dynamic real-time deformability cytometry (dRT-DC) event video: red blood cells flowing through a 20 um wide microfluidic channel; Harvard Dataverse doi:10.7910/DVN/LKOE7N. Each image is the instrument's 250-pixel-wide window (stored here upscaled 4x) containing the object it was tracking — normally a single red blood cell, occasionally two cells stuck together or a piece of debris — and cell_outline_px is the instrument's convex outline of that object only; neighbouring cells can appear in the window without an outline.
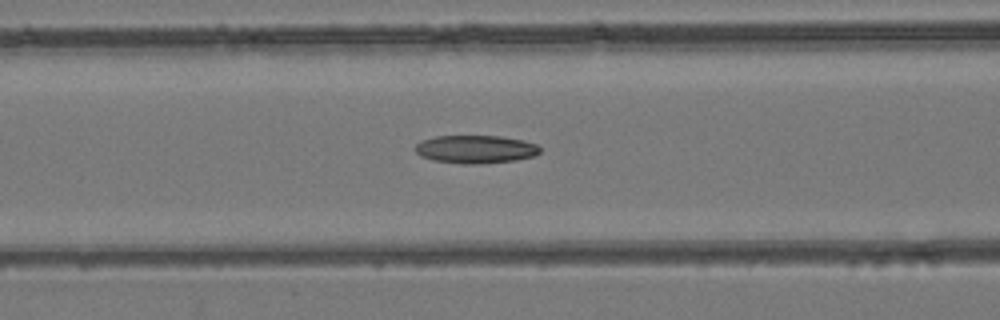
{"species": "common noctule bat (a hibernating species)", "species_latin": "Nyctalus noctula", "temperature_condition": "room temperature", "stored_images_in_passage": 46, "camera_frame_rate_fps": 3000, "um_per_image_px": 0.085, "animal": {"sex": "female", "body_mass_g": 24.6, "forearm_length_mm": 56.2}, "frame": {"image": 1, "passage_image": 20, "time_ms": 6.333, "image_size_px": [1000, 320], "cell_outline_px": [[540, 152], [532, 156], [516, 160], [476, 164], [464, 164], [432, 160], [420, 156], [416, 152], [416, 144], [420, 140], [436, 136], [500, 136], [524, 140], [536, 144], [540, 148]], "centroid_in_image_um": [40.4, 12.68], "position_along_channel_um": 126.2, "area_um2": 20.4}}
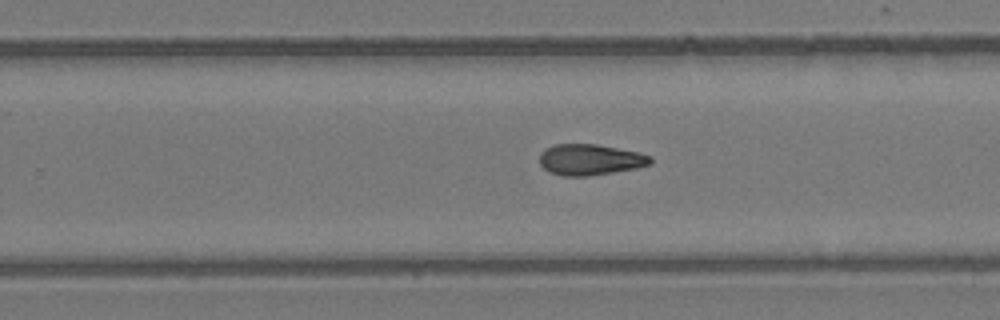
{"frame": {"image": 2, "passage_image": 31, "time_ms": 10.0, "image_size_px": [1000, 320], "cell_outline_px": [[652, 164], [636, 168], [588, 176], [564, 176], [548, 172], [540, 164], [540, 152], [544, 148], [552, 144], [596, 144], [640, 152], [652, 156]], "centroid_in_image_um": [50.15, 13.56], "position_along_channel_um": 279.6, "area_um2": 20.23}}
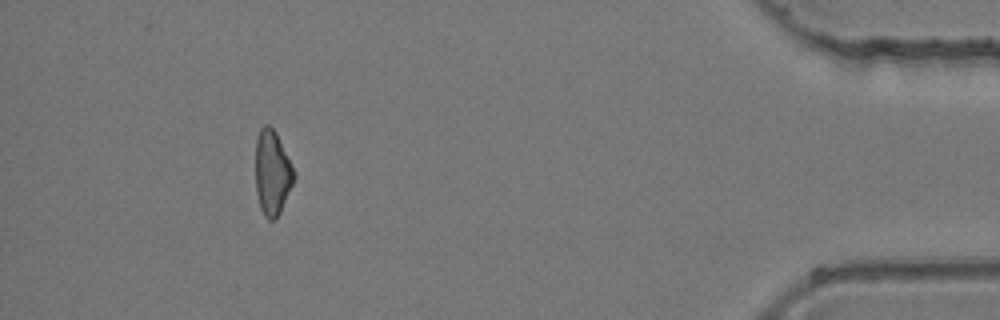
{"frame": {"image": 3, "passage_image": 45, "time_ms": 14.667, "image_size_px": [1000, 320], "cell_outline_px": [[296, 176], [280, 212], [272, 220], [268, 220], [264, 216], [260, 208], [256, 192], [256, 140], [260, 128], [264, 124], [268, 124], [276, 132], [296, 172]], "centroid_in_image_um": [23.14, 14.66], "position_along_channel_um": 412.1, "area_um2": 19.02}}